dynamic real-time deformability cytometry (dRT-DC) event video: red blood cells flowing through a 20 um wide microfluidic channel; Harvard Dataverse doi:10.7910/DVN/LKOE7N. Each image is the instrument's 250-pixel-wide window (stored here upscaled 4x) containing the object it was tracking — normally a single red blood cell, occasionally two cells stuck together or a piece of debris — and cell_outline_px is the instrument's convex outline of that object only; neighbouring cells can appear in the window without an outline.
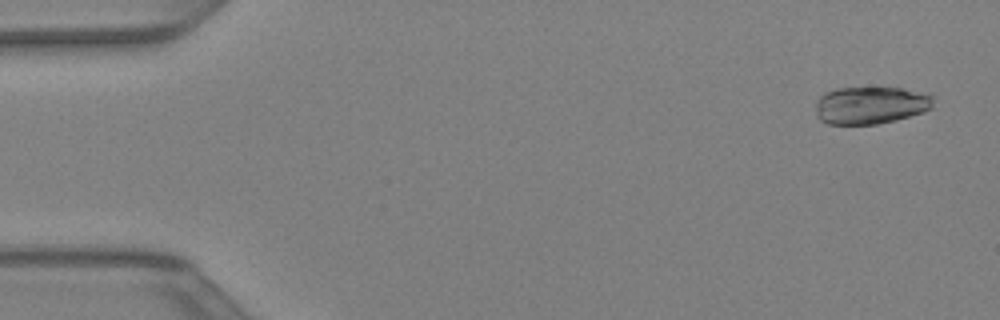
{"species": "Egyptian fruit bat (a non-hibernating species)", "species_latin": "Rousettus aegyptiacus", "temperature_condition": "warm", "stored_images_in_passage": 41, "camera_frame_rate_fps": 3000, "um_per_image_px": 0.085, "animal": {"sex": "female"}, "frame": {"image": 1, "passage_image": 2, "time_ms": 0.333, "image_size_px": [1000, 320], "cell_outline_px": [[936, 96], [932, 108], [924, 112], [896, 120], [876, 124], [828, 124], [820, 120], [816, 116], [816, 100], [824, 92], [836, 88], [904, 88]], "centroid_in_image_um": [74.01, 8.94], "position_along_channel_um": 11.0, "area_um2": 26.01}}
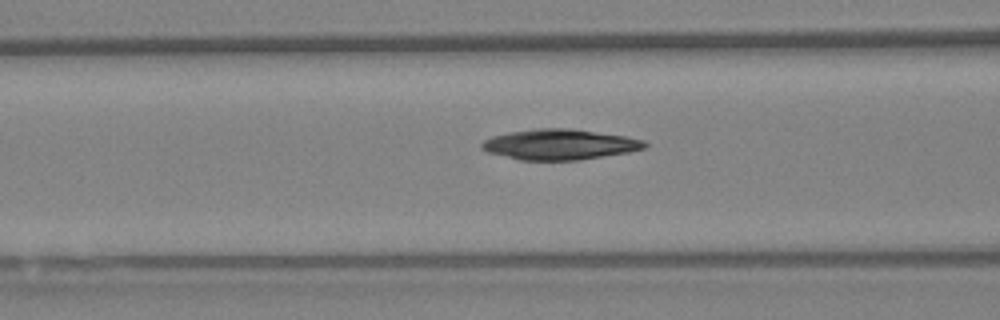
{"frame": {"image": 2, "passage_image": 17, "time_ms": 5.333, "image_size_px": [1000, 320], "cell_outline_px": [[648, 144], [644, 148], [628, 152], [580, 160], [520, 160], [488, 152], [480, 148], [480, 144], [484, 140], [492, 136], [512, 132], [536, 128], [572, 128], [624, 136], [644, 140]], "centroid_in_image_um": [47.56, 12.28], "position_along_channel_um": 119.0, "area_um2": 28.84}}
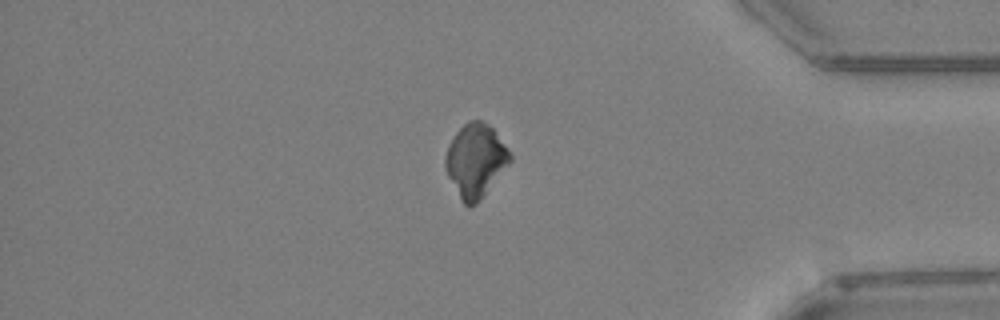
{"frame": {"image": 3, "passage_image": 36, "time_ms": 11.667, "image_size_px": [1000, 320], "cell_outline_px": [[512, 160], [480, 200], [476, 204], [468, 208], [464, 204], [448, 176], [444, 168], [444, 156], [448, 144], [456, 132], [468, 120], [480, 120], [488, 124], [492, 128], [512, 156]], "centroid_in_image_um": [40.39, 13.64], "position_along_channel_um": 394.8, "area_um2": 27.4}}